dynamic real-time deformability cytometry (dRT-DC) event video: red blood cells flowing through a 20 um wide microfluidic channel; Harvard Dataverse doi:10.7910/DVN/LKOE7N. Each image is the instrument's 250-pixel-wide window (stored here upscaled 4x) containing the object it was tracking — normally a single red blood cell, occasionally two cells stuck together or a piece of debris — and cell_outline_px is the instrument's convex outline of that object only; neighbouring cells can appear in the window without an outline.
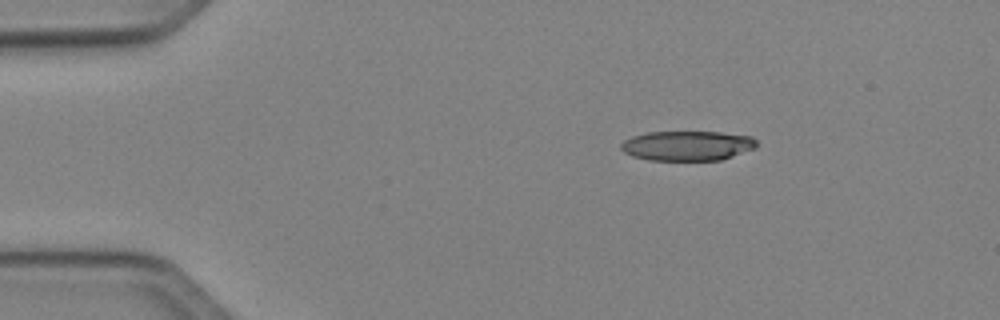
{"species": "Egyptian fruit bat (a non-hibernating species)", "species_latin": "Rousettus aegyptiacus", "temperature_condition": "cold", "stored_images_in_passage": 42, "camera_frame_rate_fps": 3000, "um_per_image_px": 0.085, "animal": {"sex": "female"}, "frame": {"image": 1, "passage_image": 1, "time_ms": 0.0, "image_size_px": [1000, 320], "cell_outline_px": [[756, 148], [720, 160], [648, 160], [632, 156], [624, 152], [620, 148], [620, 144], [624, 140], [632, 136], [644, 132], [720, 132], [752, 136], [756, 140]], "centroid_in_image_um": [58.4, 12.38], "position_along_channel_um": 26.6, "area_um2": 23.64}}
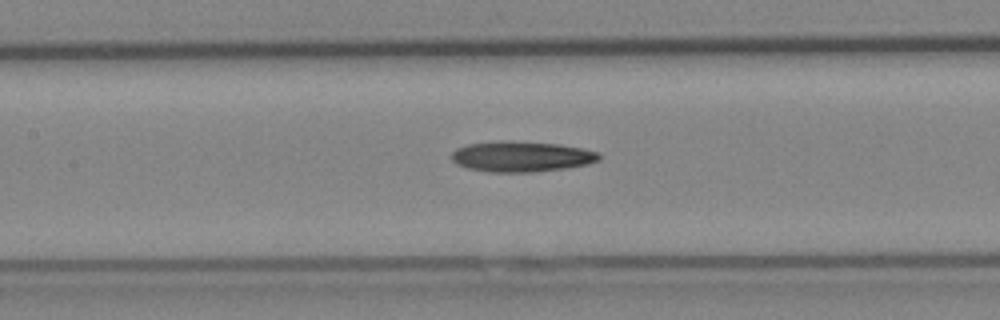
{"frame": {"image": 2, "passage_image": 16, "time_ms": 5.0, "image_size_px": [1000, 320], "cell_outline_px": [[600, 160], [588, 164], [564, 168], [532, 172], [488, 172], [468, 168], [456, 164], [452, 160], [452, 152], [456, 148], [468, 144], [500, 140], [508, 140], [560, 144], [584, 148], [600, 152]], "centroid_in_image_um": [44.33, 13.29], "position_along_channel_um": 163.1, "area_um2": 26.53}}
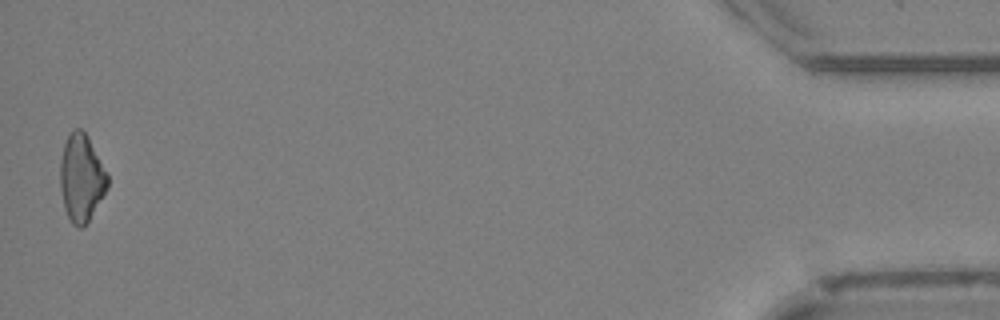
{"frame": {"image": 3, "passage_image": 42, "time_ms": 13.667, "image_size_px": [1000, 320], "cell_outline_px": [[108, 188], [88, 220], [80, 228], [72, 224], [64, 208], [60, 188], [60, 160], [64, 144], [68, 136], [76, 128], [80, 128], [88, 136], [108, 176]], "centroid_in_image_um": [6.9, 15.12], "position_along_channel_um": 428.3, "area_um2": 23.76}}